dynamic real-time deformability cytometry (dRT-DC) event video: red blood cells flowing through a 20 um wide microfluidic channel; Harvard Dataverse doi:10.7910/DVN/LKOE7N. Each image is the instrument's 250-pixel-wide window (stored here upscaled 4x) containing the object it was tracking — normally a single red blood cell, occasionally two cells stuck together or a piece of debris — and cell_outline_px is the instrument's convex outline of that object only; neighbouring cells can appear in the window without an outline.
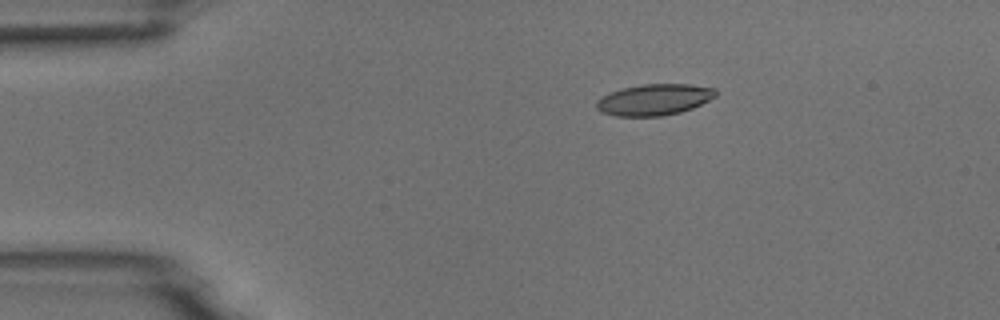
{"species": "common noctule bat (a hibernating species)", "species_latin": "Nyctalus noctula", "temperature_condition": "room temperature", "stored_images_in_passage": 5, "camera_frame_rate_fps": 3000, "um_per_image_px": 0.085, "animal": {"sex": "male", "body_mass_g": 18.8}, "frame": {"image": 1, "passage_image": 2, "time_ms": 0.333, "image_size_px": [1000, 320], "cell_outline_px": [[716, 96], [692, 108], [680, 112], [660, 116], [616, 116], [600, 112], [596, 108], [596, 100], [612, 92], [624, 88], [640, 84], [688, 84], [716, 88]], "centroid_in_image_um": [55.6, 8.47], "position_along_channel_um": 29.4, "area_um2": 21.56}}
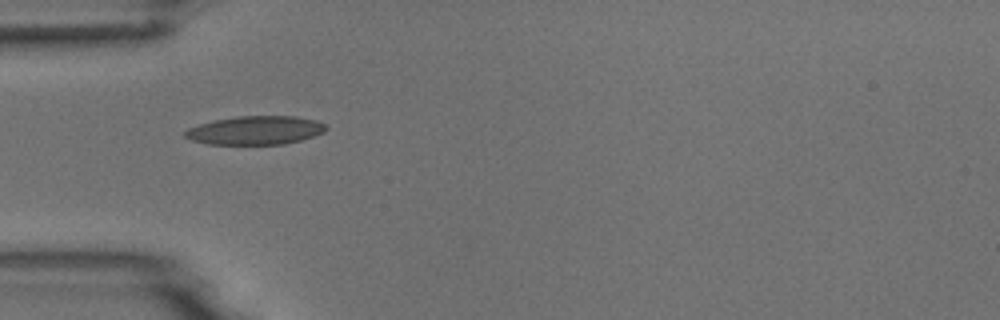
{"frame": {"image": 2, "passage_image": 4, "time_ms": 1.0, "image_size_px": [1000, 320], "cell_outline_px": [[328, 128], [324, 132], [300, 140], [284, 144], [208, 144], [192, 140], [184, 136], [184, 132], [188, 128], [212, 120], [236, 116], [296, 116], [316, 120], [324, 124]], "centroid_in_image_um": [21.7, 11.07], "position_along_channel_um": 63.3, "area_um2": 23.47}}